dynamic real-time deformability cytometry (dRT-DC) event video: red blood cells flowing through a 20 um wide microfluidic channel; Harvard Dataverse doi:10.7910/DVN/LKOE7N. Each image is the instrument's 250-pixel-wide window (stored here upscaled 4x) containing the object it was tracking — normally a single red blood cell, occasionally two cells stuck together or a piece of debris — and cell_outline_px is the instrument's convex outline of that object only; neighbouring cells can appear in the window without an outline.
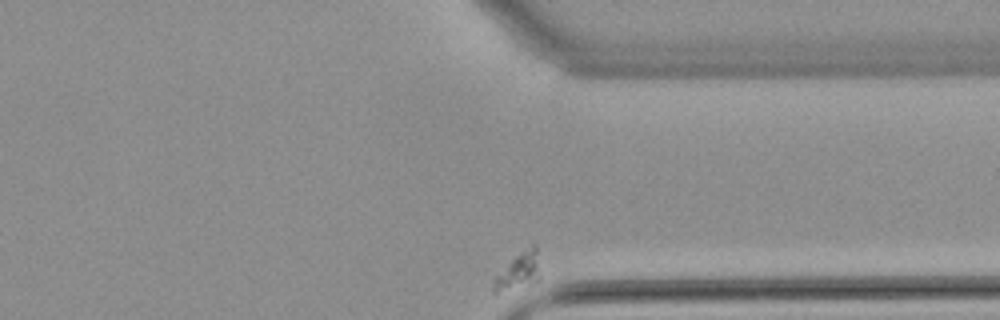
{"species": "common noctule bat (a hibernating species)", "species_latin": "Nyctalus noctula", "temperature_condition": "warm", "stored_images_in_passage": 35, "camera_frame_rate_fps": 3000, "um_per_image_px": 0.085, "animal": {"sex": "female", "body_mass_g": 22.7, "forearm_length_mm": 54.2}, "frame": {"image": 1, "passage_image": 35, "time_ms": 11.333, "image_size_px": [1000, 320], "cell_outline_px": [[540, 280], [524, 288], [496, 292], [492, 292], [492, 280], [516, 256], [532, 244], [536, 244], [540, 276]], "centroid_in_image_um": [44.1, 23.11], "position_along_channel_um": 367.3, "area_um2": 10.0}}